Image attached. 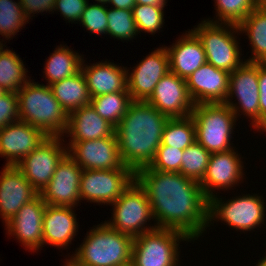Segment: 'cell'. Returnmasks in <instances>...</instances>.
<instances>
[{"instance_id": "6da1fadb", "label": "cell", "mask_w": 266, "mask_h": 266, "mask_svg": "<svg viewBox=\"0 0 266 266\" xmlns=\"http://www.w3.org/2000/svg\"><path fill=\"white\" fill-rule=\"evenodd\" d=\"M135 181L149 199L157 228L180 231L193 242L207 231L209 199L199 182L149 166L135 171Z\"/></svg>"}, {"instance_id": "7a4b0ae2", "label": "cell", "mask_w": 266, "mask_h": 266, "mask_svg": "<svg viewBox=\"0 0 266 266\" xmlns=\"http://www.w3.org/2000/svg\"><path fill=\"white\" fill-rule=\"evenodd\" d=\"M169 117L146 101H133L115 127L120 158L134 171L149 166L161 145Z\"/></svg>"}, {"instance_id": "3957f363", "label": "cell", "mask_w": 266, "mask_h": 266, "mask_svg": "<svg viewBox=\"0 0 266 266\" xmlns=\"http://www.w3.org/2000/svg\"><path fill=\"white\" fill-rule=\"evenodd\" d=\"M19 120L41 129L47 136H62L67 129L68 114L48 85L29 80L17 92Z\"/></svg>"}, {"instance_id": "277c9868", "label": "cell", "mask_w": 266, "mask_h": 266, "mask_svg": "<svg viewBox=\"0 0 266 266\" xmlns=\"http://www.w3.org/2000/svg\"><path fill=\"white\" fill-rule=\"evenodd\" d=\"M82 244L70 256L80 266H119L132 261L133 241L129 235L105 222L91 228Z\"/></svg>"}, {"instance_id": "5b68a950", "label": "cell", "mask_w": 266, "mask_h": 266, "mask_svg": "<svg viewBox=\"0 0 266 266\" xmlns=\"http://www.w3.org/2000/svg\"><path fill=\"white\" fill-rule=\"evenodd\" d=\"M191 116L195 124L196 141L211 154L236 148L231 140L237 118L227 104H196Z\"/></svg>"}, {"instance_id": "8992f818", "label": "cell", "mask_w": 266, "mask_h": 266, "mask_svg": "<svg viewBox=\"0 0 266 266\" xmlns=\"http://www.w3.org/2000/svg\"><path fill=\"white\" fill-rule=\"evenodd\" d=\"M191 30L202 43L207 63L217 69L231 73L245 62L241 59L242 49L235 35L241 34L237 25L202 20Z\"/></svg>"}, {"instance_id": "52a82bcc", "label": "cell", "mask_w": 266, "mask_h": 266, "mask_svg": "<svg viewBox=\"0 0 266 266\" xmlns=\"http://www.w3.org/2000/svg\"><path fill=\"white\" fill-rule=\"evenodd\" d=\"M214 195L209 199L208 227L214 221L226 223L240 232L253 231L266 221V205L262 195L243 194L224 201ZM214 220V221H213ZM213 221V222H212Z\"/></svg>"}, {"instance_id": "ba28073f", "label": "cell", "mask_w": 266, "mask_h": 266, "mask_svg": "<svg viewBox=\"0 0 266 266\" xmlns=\"http://www.w3.org/2000/svg\"><path fill=\"white\" fill-rule=\"evenodd\" d=\"M111 206L113 216L110 221L104 222L118 232L135 238L157 228L155 223L149 226L148 222L154 221L151 204L145 191L136 181Z\"/></svg>"}, {"instance_id": "9c48e42d", "label": "cell", "mask_w": 266, "mask_h": 266, "mask_svg": "<svg viewBox=\"0 0 266 266\" xmlns=\"http://www.w3.org/2000/svg\"><path fill=\"white\" fill-rule=\"evenodd\" d=\"M182 241H192L180 231L155 228L134 238L132 262L135 266H180Z\"/></svg>"}, {"instance_id": "30bf717a", "label": "cell", "mask_w": 266, "mask_h": 266, "mask_svg": "<svg viewBox=\"0 0 266 266\" xmlns=\"http://www.w3.org/2000/svg\"><path fill=\"white\" fill-rule=\"evenodd\" d=\"M259 63L245 61L229 75V93L226 101L238 117L250 118L252 128L259 132ZM237 98L238 102L232 101ZM241 113V114H240Z\"/></svg>"}, {"instance_id": "8fae6325", "label": "cell", "mask_w": 266, "mask_h": 266, "mask_svg": "<svg viewBox=\"0 0 266 266\" xmlns=\"http://www.w3.org/2000/svg\"><path fill=\"white\" fill-rule=\"evenodd\" d=\"M135 181L133 169L83 170L80 198L83 201L110 205Z\"/></svg>"}, {"instance_id": "7c38bea8", "label": "cell", "mask_w": 266, "mask_h": 266, "mask_svg": "<svg viewBox=\"0 0 266 266\" xmlns=\"http://www.w3.org/2000/svg\"><path fill=\"white\" fill-rule=\"evenodd\" d=\"M64 138L49 136L16 165L39 194L50 182L57 165L67 154Z\"/></svg>"}, {"instance_id": "4fadbf2b", "label": "cell", "mask_w": 266, "mask_h": 266, "mask_svg": "<svg viewBox=\"0 0 266 266\" xmlns=\"http://www.w3.org/2000/svg\"><path fill=\"white\" fill-rule=\"evenodd\" d=\"M67 154L83 170L132 169L120 158L117 136L67 143Z\"/></svg>"}, {"instance_id": "5bb4252c", "label": "cell", "mask_w": 266, "mask_h": 266, "mask_svg": "<svg viewBox=\"0 0 266 266\" xmlns=\"http://www.w3.org/2000/svg\"><path fill=\"white\" fill-rule=\"evenodd\" d=\"M131 73L127 69V89L132 101H147L155 86L169 72V56L165 45L145 56Z\"/></svg>"}, {"instance_id": "9a60e30c", "label": "cell", "mask_w": 266, "mask_h": 266, "mask_svg": "<svg viewBox=\"0 0 266 266\" xmlns=\"http://www.w3.org/2000/svg\"><path fill=\"white\" fill-rule=\"evenodd\" d=\"M83 169L66 154L40 193L46 204L74 207L81 202L80 179ZM80 201V202H79Z\"/></svg>"}, {"instance_id": "2e32d148", "label": "cell", "mask_w": 266, "mask_h": 266, "mask_svg": "<svg viewBox=\"0 0 266 266\" xmlns=\"http://www.w3.org/2000/svg\"><path fill=\"white\" fill-rule=\"evenodd\" d=\"M46 205L38 194L4 224L6 233L15 236L19 243L33 253L43 248V216Z\"/></svg>"}, {"instance_id": "e0dca14e", "label": "cell", "mask_w": 266, "mask_h": 266, "mask_svg": "<svg viewBox=\"0 0 266 266\" xmlns=\"http://www.w3.org/2000/svg\"><path fill=\"white\" fill-rule=\"evenodd\" d=\"M235 150L233 148L226 152L211 154L205 175L199 182L208 199L217 195L215 190H231L232 187L243 182L244 164L240 154Z\"/></svg>"}, {"instance_id": "ac0fdd59", "label": "cell", "mask_w": 266, "mask_h": 266, "mask_svg": "<svg viewBox=\"0 0 266 266\" xmlns=\"http://www.w3.org/2000/svg\"><path fill=\"white\" fill-rule=\"evenodd\" d=\"M146 102L169 118L191 116L195 106L189 95L186 80L171 71L161 78Z\"/></svg>"}, {"instance_id": "d6986e66", "label": "cell", "mask_w": 266, "mask_h": 266, "mask_svg": "<svg viewBox=\"0 0 266 266\" xmlns=\"http://www.w3.org/2000/svg\"><path fill=\"white\" fill-rule=\"evenodd\" d=\"M48 137L41 129L24 121L10 123L0 129V157L6 158L5 165L16 166Z\"/></svg>"}, {"instance_id": "ffe728a7", "label": "cell", "mask_w": 266, "mask_h": 266, "mask_svg": "<svg viewBox=\"0 0 266 266\" xmlns=\"http://www.w3.org/2000/svg\"><path fill=\"white\" fill-rule=\"evenodd\" d=\"M229 75L207 62L194 71L186 79L194 104L224 103L229 93Z\"/></svg>"}, {"instance_id": "44dd1931", "label": "cell", "mask_w": 266, "mask_h": 266, "mask_svg": "<svg viewBox=\"0 0 266 266\" xmlns=\"http://www.w3.org/2000/svg\"><path fill=\"white\" fill-rule=\"evenodd\" d=\"M0 172V218L8 222L19 209L39 193L16 166L5 165Z\"/></svg>"}, {"instance_id": "7402d4cb", "label": "cell", "mask_w": 266, "mask_h": 266, "mask_svg": "<svg viewBox=\"0 0 266 266\" xmlns=\"http://www.w3.org/2000/svg\"><path fill=\"white\" fill-rule=\"evenodd\" d=\"M74 207L46 205L43 216V247L45 244L67 249L78 232Z\"/></svg>"}, {"instance_id": "603a6c76", "label": "cell", "mask_w": 266, "mask_h": 266, "mask_svg": "<svg viewBox=\"0 0 266 266\" xmlns=\"http://www.w3.org/2000/svg\"><path fill=\"white\" fill-rule=\"evenodd\" d=\"M171 46H165L169 56V71L187 79L207 62L205 50L198 36L189 29Z\"/></svg>"}, {"instance_id": "cb8c5ba5", "label": "cell", "mask_w": 266, "mask_h": 266, "mask_svg": "<svg viewBox=\"0 0 266 266\" xmlns=\"http://www.w3.org/2000/svg\"><path fill=\"white\" fill-rule=\"evenodd\" d=\"M83 59L81 71L86 79L90 97L128 91L127 89V68L110 61L85 64Z\"/></svg>"}, {"instance_id": "d4e9b609", "label": "cell", "mask_w": 266, "mask_h": 266, "mask_svg": "<svg viewBox=\"0 0 266 266\" xmlns=\"http://www.w3.org/2000/svg\"><path fill=\"white\" fill-rule=\"evenodd\" d=\"M114 133L115 127L89 104L68 114L67 129L62 137H70L69 142H79L110 137Z\"/></svg>"}, {"instance_id": "484cf974", "label": "cell", "mask_w": 266, "mask_h": 266, "mask_svg": "<svg viewBox=\"0 0 266 266\" xmlns=\"http://www.w3.org/2000/svg\"><path fill=\"white\" fill-rule=\"evenodd\" d=\"M50 88L67 114L90 104L91 97L81 70L71 77L53 83Z\"/></svg>"}, {"instance_id": "4316f807", "label": "cell", "mask_w": 266, "mask_h": 266, "mask_svg": "<svg viewBox=\"0 0 266 266\" xmlns=\"http://www.w3.org/2000/svg\"><path fill=\"white\" fill-rule=\"evenodd\" d=\"M84 55L69 49L66 45L57 46L56 49L48 57L45 67L44 76L48 86L71 77L81 70V64Z\"/></svg>"}, {"instance_id": "83f0119b", "label": "cell", "mask_w": 266, "mask_h": 266, "mask_svg": "<svg viewBox=\"0 0 266 266\" xmlns=\"http://www.w3.org/2000/svg\"><path fill=\"white\" fill-rule=\"evenodd\" d=\"M240 33L248 36L252 48L247 62L266 63V11L258 5L238 25Z\"/></svg>"}, {"instance_id": "f1b7e54d", "label": "cell", "mask_w": 266, "mask_h": 266, "mask_svg": "<svg viewBox=\"0 0 266 266\" xmlns=\"http://www.w3.org/2000/svg\"><path fill=\"white\" fill-rule=\"evenodd\" d=\"M0 44V89L17 93L29 80L24 62L16 52Z\"/></svg>"}, {"instance_id": "f546056e", "label": "cell", "mask_w": 266, "mask_h": 266, "mask_svg": "<svg viewBox=\"0 0 266 266\" xmlns=\"http://www.w3.org/2000/svg\"><path fill=\"white\" fill-rule=\"evenodd\" d=\"M132 102L128 91L91 97L90 100V104L96 110L97 114L114 127L119 124Z\"/></svg>"}, {"instance_id": "4dcf8cb0", "label": "cell", "mask_w": 266, "mask_h": 266, "mask_svg": "<svg viewBox=\"0 0 266 266\" xmlns=\"http://www.w3.org/2000/svg\"><path fill=\"white\" fill-rule=\"evenodd\" d=\"M196 141V130L192 116L169 118L166 122L161 145L185 150Z\"/></svg>"}, {"instance_id": "1f68e13d", "label": "cell", "mask_w": 266, "mask_h": 266, "mask_svg": "<svg viewBox=\"0 0 266 266\" xmlns=\"http://www.w3.org/2000/svg\"><path fill=\"white\" fill-rule=\"evenodd\" d=\"M216 18L214 23L239 25L258 5L257 0H214Z\"/></svg>"}, {"instance_id": "d6a6232c", "label": "cell", "mask_w": 266, "mask_h": 266, "mask_svg": "<svg viewBox=\"0 0 266 266\" xmlns=\"http://www.w3.org/2000/svg\"><path fill=\"white\" fill-rule=\"evenodd\" d=\"M211 153L195 141L183 151L180 173L200 182L207 170Z\"/></svg>"}, {"instance_id": "836d02e7", "label": "cell", "mask_w": 266, "mask_h": 266, "mask_svg": "<svg viewBox=\"0 0 266 266\" xmlns=\"http://www.w3.org/2000/svg\"><path fill=\"white\" fill-rule=\"evenodd\" d=\"M28 21L19 0H0V35L3 39L11 40Z\"/></svg>"}, {"instance_id": "e575fe53", "label": "cell", "mask_w": 266, "mask_h": 266, "mask_svg": "<svg viewBox=\"0 0 266 266\" xmlns=\"http://www.w3.org/2000/svg\"><path fill=\"white\" fill-rule=\"evenodd\" d=\"M107 18V35L121 41H129L139 34L132 10L108 7Z\"/></svg>"}, {"instance_id": "d590c367", "label": "cell", "mask_w": 266, "mask_h": 266, "mask_svg": "<svg viewBox=\"0 0 266 266\" xmlns=\"http://www.w3.org/2000/svg\"><path fill=\"white\" fill-rule=\"evenodd\" d=\"M138 33L145 32L154 35L164 25V7L136 4L132 8ZM141 31V32H140Z\"/></svg>"}, {"instance_id": "8d00e7d4", "label": "cell", "mask_w": 266, "mask_h": 266, "mask_svg": "<svg viewBox=\"0 0 266 266\" xmlns=\"http://www.w3.org/2000/svg\"><path fill=\"white\" fill-rule=\"evenodd\" d=\"M107 7L105 4L95 3L86 4L84 12L81 15L79 24L82 27L90 31L91 34L96 35H107L108 18H107Z\"/></svg>"}, {"instance_id": "74e56055", "label": "cell", "mask_w": 266, "mask_h": 266, "mask_svg": "<svg viewBox=\"0 0 266 266\" xmlns=\"http://www.w3.org/2000/svg\"><path fill=\"white\" fill-rule=\"evenodd\" d=\"M183 151L174 147L160 145L149 167L155 171L180 173Z\"/></svg>"}, {"instance_id": "f35d334b", "label": "cell", "mask_w": 266, "mask_h": 266, "mask_svg": "<svg viewBox=\"0 0 266 266\" xmlns=\"http://www.w3.org/2000/svg\"><path fill=\"white\" fill-rule=\"evenodd\" d=\"M19 120L17 93L4 92L0 96V129Z\"/></svg>"}, {"instance_id": "ab89813d", "label": "cell", "mask_w": 266, "mask_h": 266, "mask_svg": "<svg viewBox=\"0 0 266 266\" xmlns=\"http://www.w3.org/2000/svg\"><path fill=\"white\" fill-rule=\"evenodd\" d=\"M89 0H56L54 11L60 12L65 21L78 23ZM75 21V22H74Z\"/></svg>"}, {"instance_id": "60d3db41", "label": "cell", "mask_w": 266, "mask_h": 266, "mask_svg": "<svg viewBox=\"0 0 266 266\" xmlns=\"http://www.w3.org/2000/svg\"><path fill=\"white\" fill-rule=\"evenodd\" d=\"M259 131L266 132V63H259Z\"/></svg>"}, {"instance_id": "b9f144b4", "label": "cell", "mask_w": 266, "mask_h": 266, "mask_svg": "<svg viewBox=\"0 0 266 266\" xmlns=\"http://www.w3.org/2000/svg\"><path fill=\"white\" fill-rule=\"evenodd\" d=\"M28 20L34 14L53 12L56 0H19ZM32 14V15H31Z\"/></svg>"}, {"instance_id": "7bdbcfd3", "label": "cell", "mask_w": 266, "mask_h": 266, "mask_svg": "<svg viewBox=\"0 0 266 266\" xmlns=\"http://www.w3.org/2000/svg\"><path fill=\"white\" fill-rule=\"evenodd\" d=\"M109 5H111L112 8L132 10V8L136 5V3L135 0H109L107 2V6L111 7Z\"/></svg>"}, {"instance_id": "ee69618b", "label": "cell", "mask_w": 266, "mask_h": 266, "mask_svg": "<svg viewBox=\"0 0 266 266\" xmlns=\"http://www.w3.org/2000/svg\"><path fill=\"white\" fill-rule=\"evenodd\" d=\"M136 4L165 7L167 0H135Z\"/></svg>"}, {"instance_id": "f6af8a7d", "label": "cell", "mask_w": 266, "mask_h": 266, "mask_svg": "<svg viewBox=\"0 0 266 266\" xmlns=\"http://www.w3.org/2000/svg\"><path fill=\"white\" fill-rule=\"evenodd\" d=\"M70 259H65L66 261L64 262V266H80L77 264L71 257H68Z\"/></svg>"}, {"instance_id": "bcb514c9", "label": "cell", "mask_w": 266, "mask_h": 266, "mask_svg": "<svg viewBox=\"0 0 266 266\" xmlns=\"http://www.w3.org/2000/svg\"><path fill=\"white\" fill-rule=\"evenodd\" d=\"M255 266H266V259L262 257Z\"/></svg>"}, {"instance_id": "7dc6e473", "label": "cell", "mask_w": 266, "mask_h": 266, "mask_svg": "<svg viewBox=\"0 0 266 266\" xmlns=\"http://www.w3.org/2000/svg\"><path fill=\"white\" fill-rule=\"evenodd\" d=\"M259 5H260L262 8H264L265 11H266V0H261V1L259 2Z\"/></svg>"}, {"instance_id": "c3c4849f", "label": "cell", "mask_w": 266, "mask_h": 266, "mask_svg": "<svg viewBox=\"0 0 266 266\" xmlns=\"http://www.w3.org/2000/svg\"><path fill=\"white\" fill-rule=\"evenodd\" d=\"M97 3H100V4H107V2L109 1V0H95Z\"/></svg>"}, {"instance_id": "681fc988", "label": "cell", "mask_w": 266, "mask_h": 266, "mask_svg": "<svg viewBox=\"0 0 266 266\" xmlns=\"http://www.w3.org/2000/svg\"><path fill=\"white\" fill-rule=\"evenodd\" d=\"M119 266H135L132 261L128 262L127 264L119 265Z\"/></svg>"}, {"instance_id": "f907efd6", "label": "cell", "mask_w": 266, "mask_h": 266, "mask_svg": "<svg viewBox=\"0 0 266 266\" xmlns=\"http://www.w3.org/2000/svg\"><path fill=\"white\" fill-rule=\"evenodd\" d=\"M4 92V90L0 89V96H2Z\"/></svg>"}]
</instances>
